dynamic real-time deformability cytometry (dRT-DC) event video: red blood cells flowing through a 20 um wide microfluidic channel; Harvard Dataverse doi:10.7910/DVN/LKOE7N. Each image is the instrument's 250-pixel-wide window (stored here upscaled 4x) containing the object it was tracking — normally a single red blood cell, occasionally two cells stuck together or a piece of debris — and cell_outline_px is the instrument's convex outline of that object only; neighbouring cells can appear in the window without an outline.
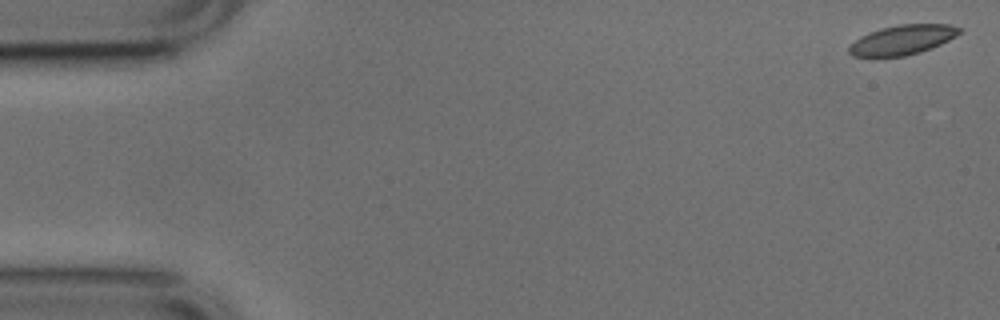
{"species": "common noctule bat (a hibernating species)", "species_latin": "Nyctalus noctula", "temperature_condition": "cold", "stored_images_in_passage": 11, "camera_frame_rate_fps": 3000, "um_per_image_px": 0.085, "animal": {"sex": "male", "body_mass_g": 17.9, "forearm_length_mm": 54.2}, "frame": {"image": 1, "passage_image": 1, "time_ms": 0.0, "image_size_px": [1000, 320], "cell_outline_px": [[960, 32], [956, 36], [940, 44], [920, 52], [904, 56], [872, 60], [852, 56], [848, 52], [848, 48], [860, 36], [868, 32], [880, 28], [900, 24], [948, 24], [960, 28]], "centroid_in_image_um": [76.6, 3.43], "position_along_channel_um": 8.4, "area_um2": 19.59}}